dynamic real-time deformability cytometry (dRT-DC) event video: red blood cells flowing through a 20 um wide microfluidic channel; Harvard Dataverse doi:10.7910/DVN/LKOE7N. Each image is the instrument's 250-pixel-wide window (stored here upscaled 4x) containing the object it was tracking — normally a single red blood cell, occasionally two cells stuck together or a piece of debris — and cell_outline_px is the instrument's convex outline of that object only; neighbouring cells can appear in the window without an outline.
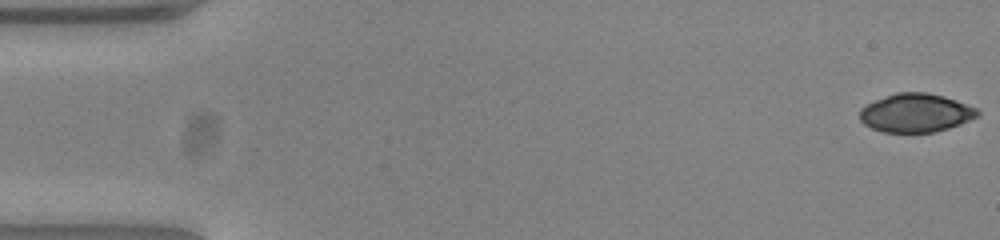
{"species": "common noctule bat (a hibernating species)", "species_latin": "Nyctalus noctula", "temperature_condition": "warm", "stored_images_in_passage": 49, "camera_frame_rate_fps": 3000, "um_per_image_px": 0.085, "animal": {"sex": "female", "body_mass_g": 23.0, "forearm_length_mm": 53.4}, "frame": {"image": 1, "passage_image": 1, "time_ms": 0.0, "image_size_px": [1000, 240], "cell_outline_px": [[980, 116], [960, 124], [948, 128], [932, 132], [880, 132], [864, 124], [860, 120], [860, 108], [876, 100], [896, 92], [928, 92], [944, 96], [956, 100], [976, 108], [980, 112]], "centroid_in_image_um": [77.85, 9.59], "position_along_channel_um": 7.1, "area_um2": 26.47}}
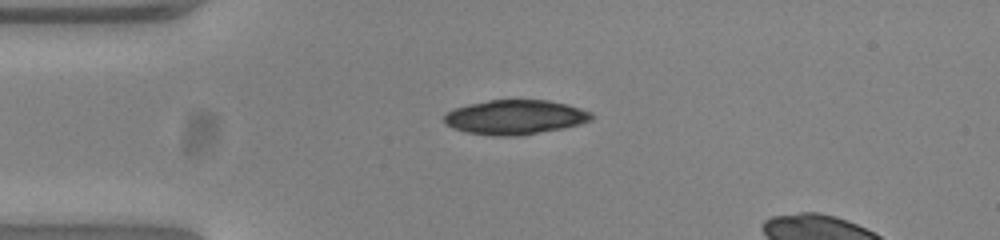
{"frame": {"image": 2, "passage_image": 13, "time_ms": 4.0, "image_size_px": [1000, 240], "cell_outline_px": [[592, 120], [580, 124], [564, 128], [516, 136], [492, 136], [468, 132], [452, 128], [444, 124], [444, 116], [448, 112], [456, 108], [468, 104], [488, 100], [548, 100], [580, 108], [592, 112]], "centroid_in_image_um": [43.77, 9.96], "position_along_channel_um": 41.2, "area_um2": 29.54}}
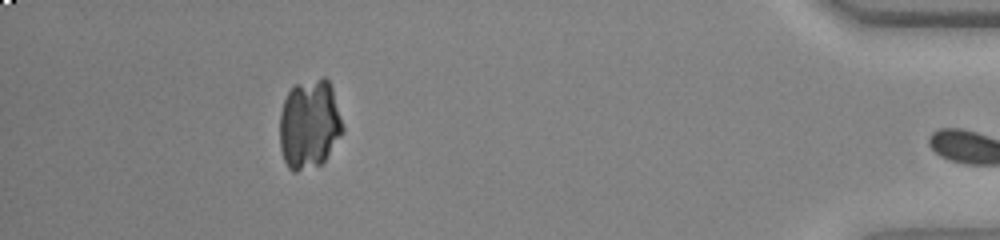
{"frame": {"image": 3, "passage_image": 48, "time_ms": 15.667, "image_size_px": [1000, 240], "cell_outline_px": [[344, 132], [324, 160], [320, 164], [296, 172], [292, 172], [288, 168], [284, 160], [280, 148], [280, 112], [284, 100], [292, 84], [320, 76], [324, 76], [328, 80], [332, 88], [344, 128]], "centroid_in_image_um": [26.28, 10.52], "position_along_channel_um": 408.9, "area_um2": 33.18}}